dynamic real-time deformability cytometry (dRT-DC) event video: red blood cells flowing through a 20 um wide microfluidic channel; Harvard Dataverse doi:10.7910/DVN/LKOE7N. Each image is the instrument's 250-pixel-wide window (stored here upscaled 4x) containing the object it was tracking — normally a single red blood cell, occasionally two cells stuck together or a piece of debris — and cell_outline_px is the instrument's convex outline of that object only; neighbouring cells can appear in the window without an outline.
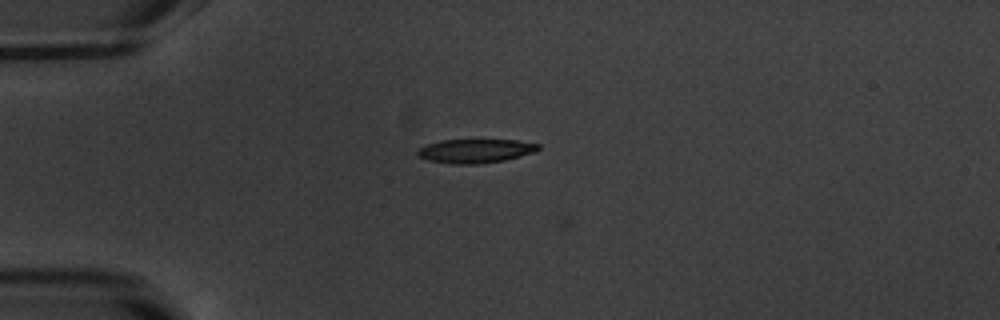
{"species": "common noctule bat (a hibernating species)", "species_latin": "Nyctalus noctula", "temperature_condition": "warm", "stored_images_in_passage": 6, "camera_frame_rate_fps": 3000, "um_per_image_px": 0.085, "animal": {"sex": "male", "body_mass_g": 20.1, "forearm_length_mm": 53.5}, "frame": {"image": 1, "passage_image": 1, "time_ms": 0.0, "image_size_px": [1000, 320], "cell_outline_px": [[540, 148], [536, 152], [504, 160], [480, 164], [452, 164], [428, 160], [420, 156], [416, 152], [420, 148], [428, 144], [440, 140], [516, 140], [540, 144]], "centroid_in_image_um": [40.44, 12.83], "position_along_channel_um": 44.6, "area_um2": 16.76}}